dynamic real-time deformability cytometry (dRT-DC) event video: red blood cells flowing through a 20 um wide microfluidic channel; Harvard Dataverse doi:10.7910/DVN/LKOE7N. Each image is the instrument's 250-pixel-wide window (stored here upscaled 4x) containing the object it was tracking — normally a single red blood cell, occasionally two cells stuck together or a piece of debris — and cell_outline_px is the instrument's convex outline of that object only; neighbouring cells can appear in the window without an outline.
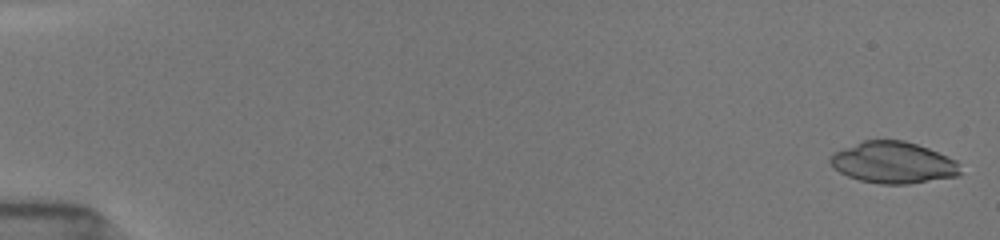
{"species": "common noctule bat (a hibernating species)", "species_latin": "Nyctalus noctula", "temperature_condition": "room temperature", "stored_images_in_passage": 16, "camera_frame_rate_fps": 3000, "um_per_image_px": 0.085, "animal": {"sex": "female", "body_mass_g": 19.5, "forearm_length_mm": 54.1}, "frame": {"image": 1, "passage_image": 1, "time_ms": 0.0, "image_size_px": [1000, 240], "cell_outline_px": [[960, 176], [908, 184], [880, 184], [860, 180], [848, 176], [840, 172], [828, 160], [828, 156], [832, 152], [864, 140], [904, 140], [928, 148], [948, 156], [956, 160], [960, 172]], "centroid_in_image_um": [75.91, 13.82], "position_along_channel_um": 9.1, "area_um2": 31.5}}